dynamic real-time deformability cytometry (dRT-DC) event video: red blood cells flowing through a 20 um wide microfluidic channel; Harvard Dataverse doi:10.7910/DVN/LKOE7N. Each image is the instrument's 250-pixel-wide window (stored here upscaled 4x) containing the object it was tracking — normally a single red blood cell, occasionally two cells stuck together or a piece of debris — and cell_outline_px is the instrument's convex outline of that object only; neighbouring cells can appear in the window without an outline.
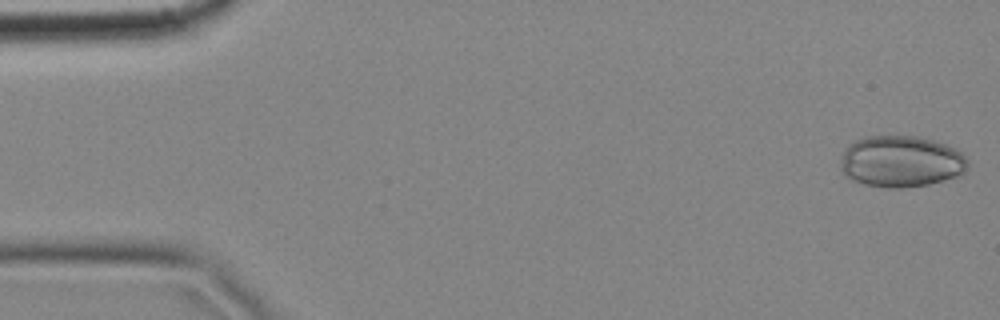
{"species": "common noctule bat (a hibernating species)", "species_latin": "Nyctalus noctula", "temperature_condition": "cold", "stored_images_in_passage": 5, "camera_frame_rate_fps": 3000, "um_per_image_px": 0.085, "animal": {"sex": "female", "body_mass_g": 18.4}, "frame": {"image": 1, "passage_image": 1, "time_ms": 0.0, "image_size_px": [1000, 320], "cell_outline_px": [[968, 168], [964, 172], [956, 176], [928, 184], [900, 188], [888, 188], [864, 184], [852, 180], [840, 168], [844, 152], [848, 144], [864, 136], [920, 136], [944, 144], [960, 152], [968, 160]], "centroid_in_image_um": [76.58, 13.72], "position_along_channel_um": 8.4, "area_um2": 37.92}}